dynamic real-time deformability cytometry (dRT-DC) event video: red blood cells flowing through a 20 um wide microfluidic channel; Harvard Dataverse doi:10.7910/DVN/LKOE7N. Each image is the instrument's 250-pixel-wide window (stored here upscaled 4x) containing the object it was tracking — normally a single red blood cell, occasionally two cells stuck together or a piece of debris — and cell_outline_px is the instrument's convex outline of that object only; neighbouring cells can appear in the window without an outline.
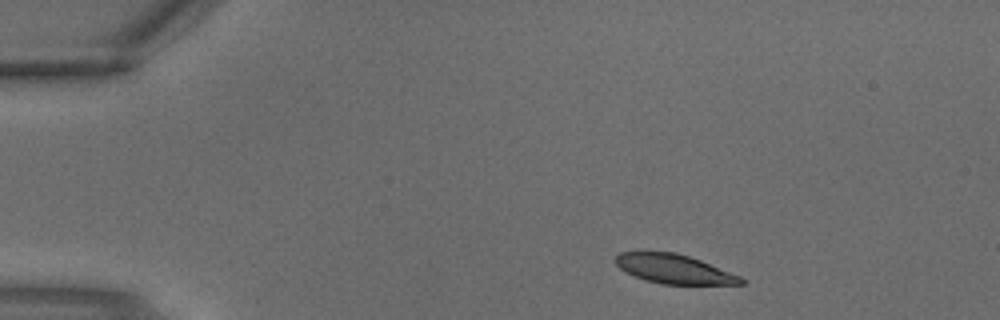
{"species": "common noctule bat (a hibernating species)", "species_latin": "Nyctalus noctula", "temperature_condition": "warm", "stored_images_in_passage": 2, "camera_frame_rate_fps": 3000, "um_per_image_px": 0.085, "animal": {"sex": "male", "body_mass_g": 18.8}, "frame": {"image": 1, "passage_image": 1, "time_ms": 0.0, "image_size_px": [1000, 320], "cell_outline_px": [[744, 284], [660, 284], [644, 280], [624, 272], [616, 264], [616, 256], [620, 252], [676, 252], [700, 260], [740, 276], [744, 280]], "centroid_in_image_um": [57.26, 22.87], "position_along_channel_um": 27.7, "area_um2": 21.15}}